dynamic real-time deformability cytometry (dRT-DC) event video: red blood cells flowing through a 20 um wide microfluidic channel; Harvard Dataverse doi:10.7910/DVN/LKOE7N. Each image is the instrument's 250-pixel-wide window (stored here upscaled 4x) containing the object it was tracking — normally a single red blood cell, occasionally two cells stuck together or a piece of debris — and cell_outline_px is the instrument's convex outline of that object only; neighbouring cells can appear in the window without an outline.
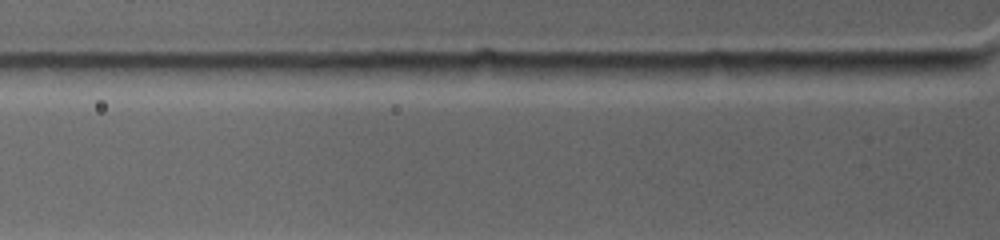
{"species": "common noctule bat (a hibernating species)", "species_latin": "Nyctalus noctula", "temperature_condition": "warm", "stored_images_in_passage": 6, "camera_frame_rate_fps": 4500, "um_per_image_px": 0.085, "animal": {"sex": "female", "body_mass_g": 19.0, "forearm_length_mm": 53.3}, "frame": {"image": 1, "passage_image": 2, "time_ms": 0.222, "image_size_px": [1000, 240], "cell_outline_px": [[456, 64], [436, 72], [340, 80], [312, 72], [300, 68], [300, 64]], "centroid_in_image_um": [31.53, 5.94], "position_along_channel_um": 94.3, "area_um2": 11.85}}